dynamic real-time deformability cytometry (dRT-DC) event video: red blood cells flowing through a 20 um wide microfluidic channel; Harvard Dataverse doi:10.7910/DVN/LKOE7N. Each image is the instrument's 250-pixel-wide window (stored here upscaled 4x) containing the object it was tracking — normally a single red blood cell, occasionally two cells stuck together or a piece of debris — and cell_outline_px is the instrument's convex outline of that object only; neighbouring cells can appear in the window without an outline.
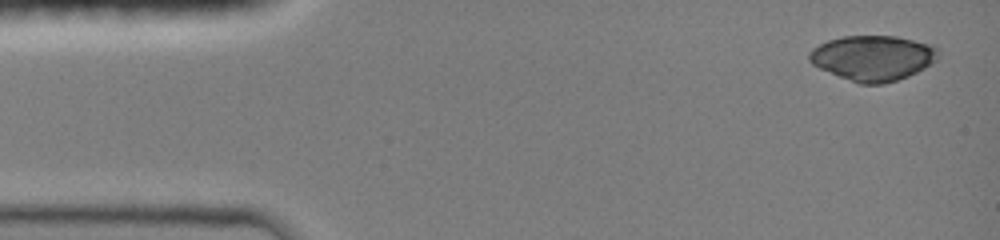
{"species": "common noctule bat (a hibernating species)", "species_latin": "Nyctalus noctula", "temperature_condition": "room temperature", "stored_images_in_passage": 43, "camera_frame_rate_fps": 3000, "um_per_image_px": 0.085, "animal": {"sex": "female", "body_mass_g": 19.0, "forearm_length_mm": 51.5}, "frame": {"image": 1, "passage_image": 1, "time_ms": 0.0, "image_size_px": [1000, 240], "cell_outline_px": [[940, 56], [936, 60], [924, 68], [908, 76], [884, 84], [860, 84], [820, 68], [812, 64], [808, 60], [808, 52], [812, 48], [828, 40], [844, 36], [896, 36], [932, 44], [940, 52]], "centroid_in_image_um": [74.21, 4.91], "position_along_channel_um": 10.8, "area_um2": 33.93}}